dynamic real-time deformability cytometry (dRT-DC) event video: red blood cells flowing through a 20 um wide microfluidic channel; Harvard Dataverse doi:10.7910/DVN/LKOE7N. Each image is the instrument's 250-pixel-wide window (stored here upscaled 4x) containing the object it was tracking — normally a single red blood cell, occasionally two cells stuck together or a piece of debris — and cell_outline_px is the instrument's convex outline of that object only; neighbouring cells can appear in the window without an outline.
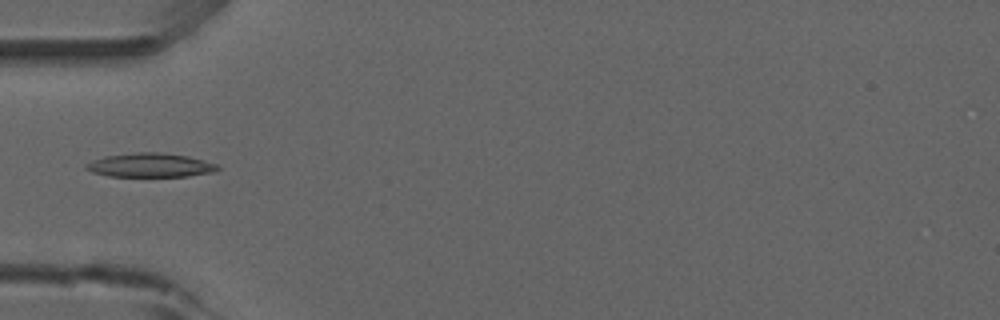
{"species": "common noctule bat (a hibernating species)", "species_latin": "Nyctalus noctula", "temperature_condition": "room temperature", "stored_images_in_passage": 36, "camera_frame_rate_fps": 3000, "um_per_image_px": 0.085, "animal": {"sex": "male", "forearm_length_mm": 52.5}, "frame": {"image": 1, "passage_image": 1, "time_ms": 0.0, "image_size_px": [1000, 320], "cell_outline_px": [[220, 168], [216, 172], [188, 176], [108, 176], [92, 172], [84, 168], [84, 164], [92, 160], [104, 156], [136, 152], [160, 152], [188, 156], [216, 164]], "centroid_in_image_um": [12.74, 14.04], "position_along_channel_um": 72.3, "area_um2": 18.44}}
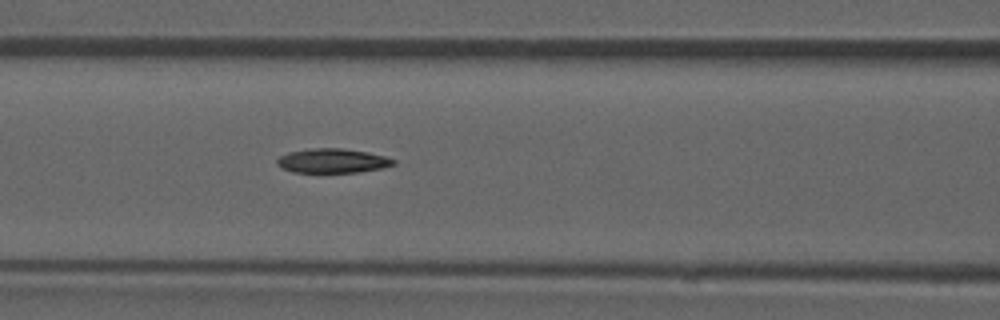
{"frame": {"image": 2, "passage_image": 6, "time_ms": 1.667, "image_size_px": [1000, 320], "cell_outline_px": [[396, 164], [380, 168], [356, 172], [292, 172], [276, 164], [276, 160], [280, 156], [288, 152], [308, 148], [340, 148], [368, 152], [384, 156], [396, 160]], "centroid_in_image_um": [28.24, 13.65], "position_along_channel_um": 138.4, "area_um2": 16.42}}